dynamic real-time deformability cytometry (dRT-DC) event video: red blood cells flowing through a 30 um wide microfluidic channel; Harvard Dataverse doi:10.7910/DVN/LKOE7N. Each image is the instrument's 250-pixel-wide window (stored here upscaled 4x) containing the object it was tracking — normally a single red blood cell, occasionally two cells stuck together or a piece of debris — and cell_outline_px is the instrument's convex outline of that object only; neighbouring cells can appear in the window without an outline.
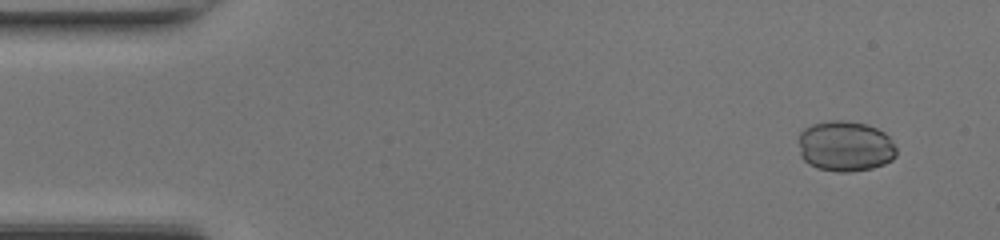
{"species": "common noctule bat (a hibernating species)", "species_latin": "Nyctalus noctula", "temperature_condition": "room temperature", "stored_images_in_passage": 48, "camera_frame_rate_fps": 3000, "um_per_image_px": 0.085, "animal": {"sex": "female", "body_mass_g": 17.0, "forearm_length_mm": 48.0}, "frame": {"image": 1, "passage_image": 4, "time_ms": 1.0, "image_size_px": [1000, 240], "cell_outline_px": [[896, 156], [892, 160], [884, 164], [872, 168], [848, 172], [840, 172], [816, 168], [808, 164], [800, 156], [800, 132], [804, 128], [812, 124], [832, 120], [844, 120], [868, 124], [884, 132], [892, 140], [896, 148]], "centroid_in_image_um": [71.86, 12.43], "position_along_channel_um": 13.1, "area_um2": 29.02}}
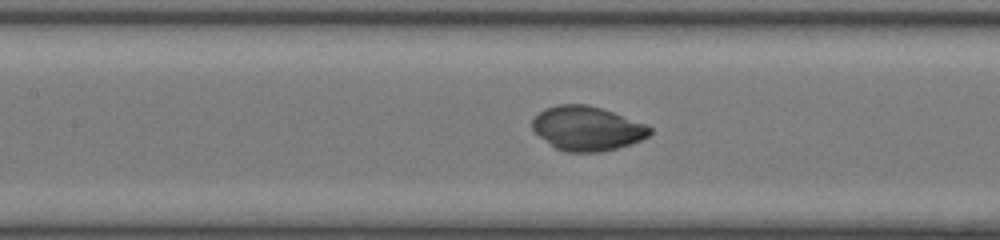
{"frame": {"image": 2, "passage_image": 22, "time_ms": 7.0, "image_size_px": [1000, 240], "cell_outline_px": [[652, 132], [648, 136], [640, 140], [616, 148], [600, 152], [564, 152], [556, 148], [540, 136], [532, 128], [532, 120], [544, 108], [560, 104], [588, 104], [648, 124], [652, 128]], "centroid_in_image_um": [49.92, 10.91], "position_along_channel_um": 157.5, "area_um2": 30.17}}
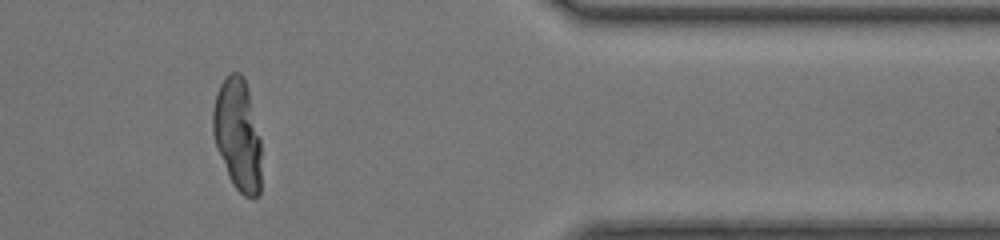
{"frame": {"image": 3, "passage_image": 40, "time_ms": 13.0, "image_size_px": [1000, 240], "cell_outline_px": [[260, 196], [252, 200], [244, 196], [232, 184], [228, 176], [216, 148], [212, 132], [212, 108], [216, 92], [220, 84], [232, 72], [240, 72], [244, 76], [248, 88], [260, 140]], "centroid_in_image_um": [20.18, 11.46], "position_along_channel_um": 391.2, "area_um2": 31.91}}